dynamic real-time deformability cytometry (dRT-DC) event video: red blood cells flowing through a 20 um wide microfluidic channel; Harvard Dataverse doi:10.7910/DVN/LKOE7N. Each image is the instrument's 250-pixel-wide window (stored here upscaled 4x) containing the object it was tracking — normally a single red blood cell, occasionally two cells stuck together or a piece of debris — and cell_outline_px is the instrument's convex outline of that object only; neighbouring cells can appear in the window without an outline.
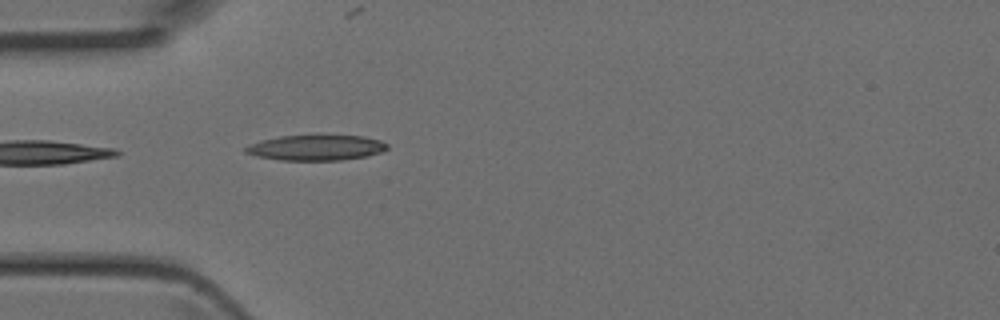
{"species": "Egyptian fruit bat (a non-hibernating species)", "species_latin": "Rousettus aegyptiacus", "temperature_condition": "room temperature", "stored_images_in_passage": 3, "camera_frame_rate_fps": 3000, "um_per_image_px": 0.085, "animal": {"sex": "female"}, "frame": {"image": 1, "passage_image": 3, "time_ms": 0.667, "image_size_px": [1000, 320], "cell_outline_px": [[388, 148], [380, 152], [368, 156], [340, 160], [280, 160], [256, 156], [244, 152], [244, 148], [248, 144], [260, 140], [280, 136], [316, 132], [320, 132], [364, 136], [380, 140], [388, 144]], "centroid_in_image_um": [26.86, 12.49], "position_along_channel_um": 58.1, "area_um2": 22.2}}